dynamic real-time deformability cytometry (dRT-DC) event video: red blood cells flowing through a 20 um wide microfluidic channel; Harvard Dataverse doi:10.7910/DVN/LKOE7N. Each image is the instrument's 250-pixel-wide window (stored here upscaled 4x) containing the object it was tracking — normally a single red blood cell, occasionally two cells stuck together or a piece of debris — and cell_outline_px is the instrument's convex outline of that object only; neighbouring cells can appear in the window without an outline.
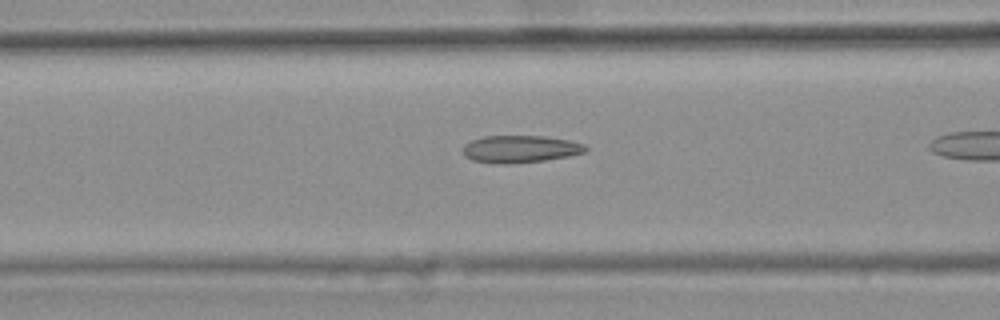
{"species": "common noctule bat (a hibernating species)", "species_latin": "Nyctalus noctula", "temperature_condition": "warm", "stored_images_in_passage": 38, "camera_frame_rate_fps": 3000, "um_per_image_px": 0.085, "animal": {"sex": "female", "body_mass_g": 25.1}, "frame": {"image": 1, "passage_image": 17, "time_ms": 5.333, "image_size_px": [1000, 320], "cell_outline_px": [[588, 148], [584, 152], [568, 156], [544, 160], [512, 164], [496, 164], [472, 160], [464, 156], [464, 144], [472, 140], [484, 136], [544, 136], [568, 140], [584, 144]], "centroid_in_image_um": [44.19, 12.67], "position_along_channel_um": 122.4, "area_um2": 19.48}}